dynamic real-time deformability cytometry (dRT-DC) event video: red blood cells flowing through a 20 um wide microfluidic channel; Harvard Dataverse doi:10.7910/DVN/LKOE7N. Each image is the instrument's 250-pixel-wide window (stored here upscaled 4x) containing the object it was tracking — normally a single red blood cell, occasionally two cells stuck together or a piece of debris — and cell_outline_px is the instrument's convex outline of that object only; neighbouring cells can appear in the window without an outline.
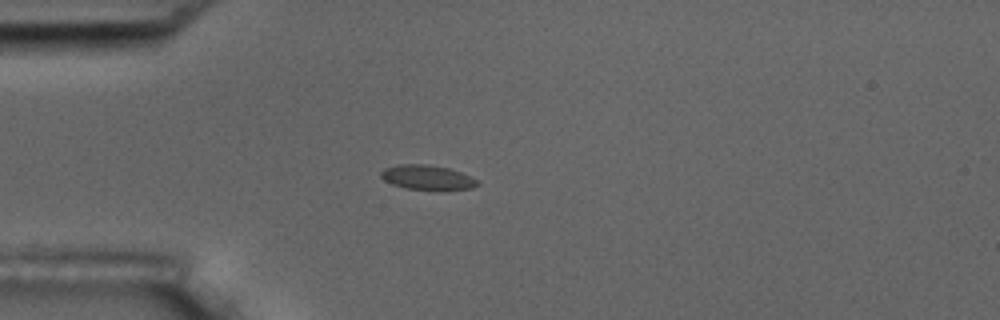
{"species": "common noctule bat (a hibernating species)", "species_latin": "Nyctalus noctula", "temperature_condition": "room temperature", "stored_images_in_passage": 3, "camera_frame_rate_fps": 3000, "um_per_image_px": 0.085, "animal": {"sex": "male", "body_mass_g": 17.5, "forearm_length_mm": 52.3}, "frame": {"image": 1, "passage_image": 1, "time_ms": 0.0, "image_size_px": [1000, 320], "cell_outline_px": [[480, 184], [472, 188], [440, 192], [404, 188], [392, 184], [384, 180], [380, 176], [380, 172], [384, 168], [396, 164], [424, 164], [448, 168], [460, 172], [476, 180]], "centroid_in_image_um": [36.3, 15.12], "position_along_channel_um": 48.7, "area_um2": 14.28}}